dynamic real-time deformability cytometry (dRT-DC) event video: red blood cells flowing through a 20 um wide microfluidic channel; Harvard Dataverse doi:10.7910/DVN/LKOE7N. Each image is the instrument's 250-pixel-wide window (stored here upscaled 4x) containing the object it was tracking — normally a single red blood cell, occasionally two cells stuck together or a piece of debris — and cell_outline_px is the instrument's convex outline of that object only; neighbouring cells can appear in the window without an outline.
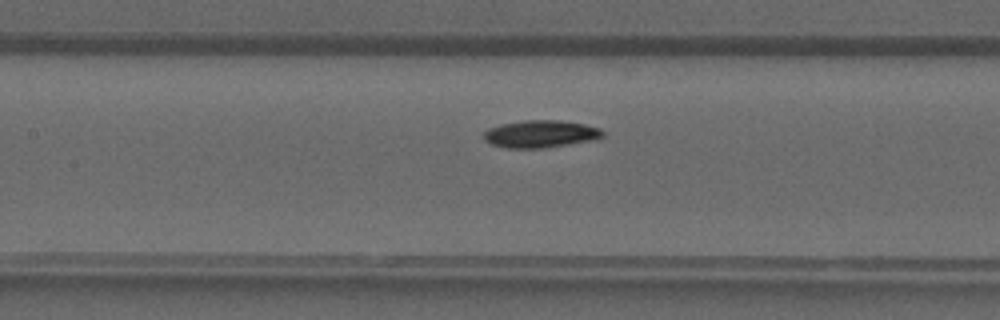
{"species": "common noctule bat (a hibernating species)", "species_latin": "Nyctalus noctula", "temperature_condition": "warm", "stored_images_in_passage": 39, "camera_frame_rate_fps": 3000, "um_per_image_px": 0.085, "animal": {"sex": "male", "forearm_length_mm": 52.5}, "frame": {"image": 1, "passage_image": 17, "time_ms": 5.333, "image_size_px": [1000, 320], "cell_outline_px": [[604, 136], [596, 140], [540, 148], [504, 148], [492, 144], [484, 140], [484, 132], [488, 128], [500, 124], [524, 120], [560, 120], [584, 124], [600, 128], [604, 132]], "centroid_in_image_um": [45.95, 11.38], "position_along_channel_um": 161.4, "area_um2": 19.07}}
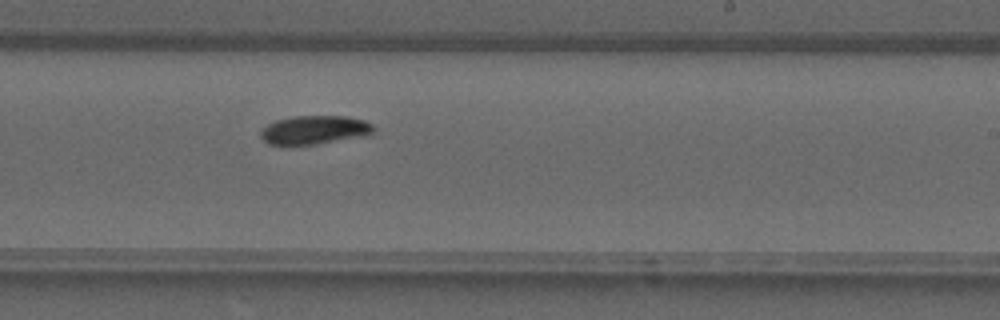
{"frame": {"image": 2, "passage_image": 23, "time_ms": 7.333, "image_size_px": [1000, 320], "cell_outline_px": [[372, 132], [364, 136], [316, 144], [268, 144], [260, 136], [260, 128], [276, 120], [292, 116], [348, 116], [364, 120], [372, 124]], "centroid_in_image_um": [26.69, 11.03], "position_along_channel_um": 262.3, "area_um2": 18.73}}
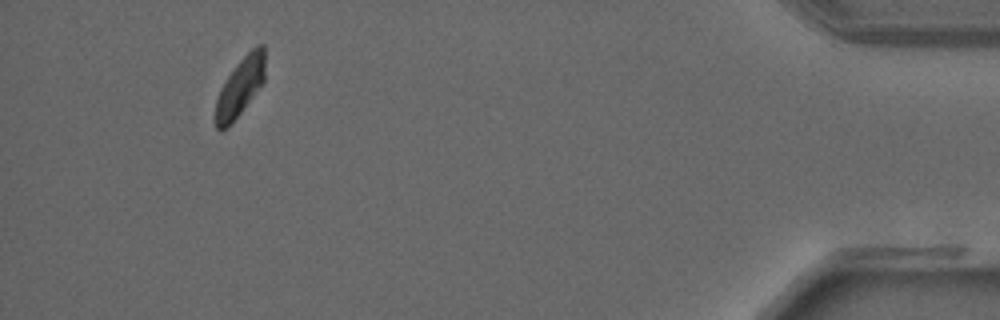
{"frame": {"image": 3, "passage_image": 36, "time_ms": 11.667, "image_size_px": [1000, 320], "cell_outline_px": [[264, 80], [228, 128], [220, 132], [216, 128], [216, 100], [220, 88], [236, 64], [256, 44], [264, 44]], "centroid_in_image_um": [20.39, 7.38], "position_along_channel_um": 414.8, "area_um2": 16.47}}